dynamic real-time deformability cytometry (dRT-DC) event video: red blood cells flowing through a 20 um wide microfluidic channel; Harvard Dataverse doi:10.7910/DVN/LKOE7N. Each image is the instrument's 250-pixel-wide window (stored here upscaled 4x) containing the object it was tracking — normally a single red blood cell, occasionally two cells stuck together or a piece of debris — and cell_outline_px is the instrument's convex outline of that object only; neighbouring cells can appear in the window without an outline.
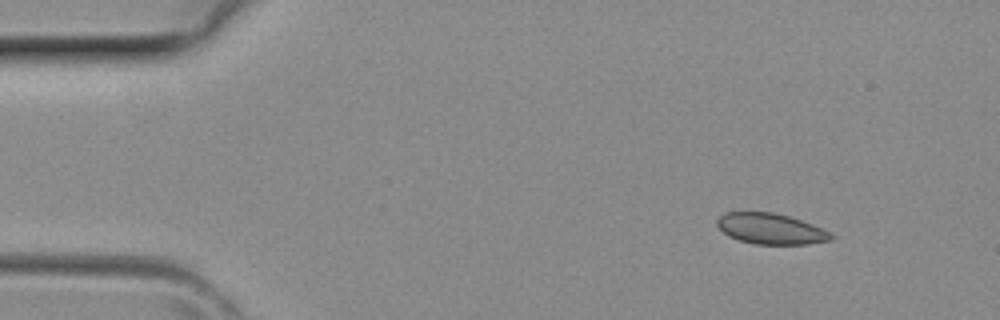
{"species": "common noctule bat (a hibernating species)", "species_latin": "Nyctalus noctula", "temperature_condition": "room temperature", "stored_images_in_passage": 3, "camera_frame_rate_fps": 3000, "um_per_image_px": 0.085, "animal": {"sex": "female", "body_mass_g": 29.2, "forearm_length_mm": 56.3}, "frame": {"image": 1, "passage_image": 1, "time_ms": 0.0, "image_size_px": [1000, 320], "cell_outline_px": [[832, 240], [808, 244], [756, 244], [740, 240], [728, 236], [716, 224], [716, 220], [724, 212], [772, 212], [788, 216], [812, 224], [828, 232], [832, 236]], "centroid_in_image_um": [65.47, 19.44], "position_along_channel_um": 19.5, "area_um2": 20.17}}
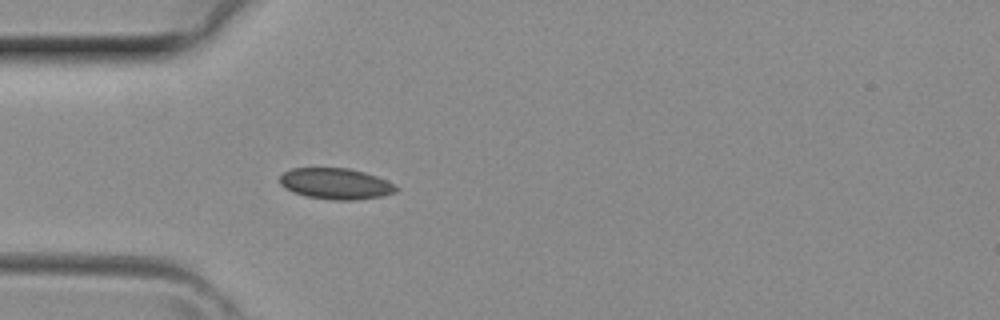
{"frame": {"image": 2, "passage_image": 3, "time_ms": 0.667, "image_size_px": [1000, 320], "cell_outline_px": [[400, 188], [396, 192], [380, 196], [352, 200], [336, 200], [308, 196], [296, 192], [280, 184], [280, 176], [284, 172], [292, 168], [348, 168], [364, 172], [376, 176]], "centroid_in_image_um": [28.55, 15.6], "position_along_channel_um": 56.5, "area_um2": 20.58}}